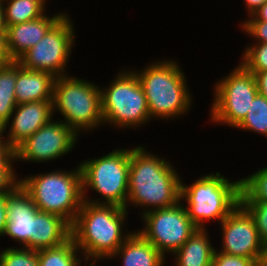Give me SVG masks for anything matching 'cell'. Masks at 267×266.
<instances>
[{
  "instance_id": "cell-7",
  "label": "cell",
  "mask_w": 267,
  "mask_h": 266,
  "mask_svg": "<svg viewBox=\"0 0 267 266\" xmlns=\"http://www.w3.org/2000/svg\"><path fill=\"white\" fill-rule=\"evenodd\" d=\"M83 200L92 204L117 205L125 208L128 196L130 150L116 149L101 158L80 163ZM89 187L105 201L86 198Z\"/></svg>"
},
{
  "instance_id": "cell-37",
  "label": "cell",
  "mask_w": 267,
  "mask_h": 266,
  "mask_svg": "<svg viewBox=\"0 0 267 266\" xmlns=\"http://www.w3.org/2000/svg\"><path fill=\"white\" fill-rule=\"evenodd\" d=\"M247 6L248 15L251 16L256 10H258L267 0H244Z\"/></svg>"
},
{
  "instance_id": "cell-28",
  "label": "cell",
  "mask_w": 267,
  "mask_h": 266,
  "mask_svg": "<svg viewBox=\"0 0 267 266\" xmlns=\"http://www.w3.org/2000/svg\"><path fill=\"white\" fill-rule=\"evenodd\" d=\"M240 203L252 215L259 237L267 247V202L240 201Z\"/></svg>"
},
{
  "instance_id": "cell-15",
  "label": "cell",
  "mask_w": 267,
  "mask_h": 266,
  "mask_svg": "<svg viewBox=\"0 0 267 266\" xmlns=\"http://www.w3.org/2000/svg\"><path fill=\"white\" fill-rule=\"evenodd\" d=\"M16 111V112H15ZM15 115V116H14ZM52 100L33 101L14 108L7 140L15 150L28 137L53 119Z\"/></svg>"
},
{
  "instance_id": "cell-14",
  "label": "cell",
  "mask_w": 267,
  "mask_h": 266,
  "mask_svg": "<svg viewBox=\"0 0 267 266\" xmlns=\"http://www.w3.org/2000/svg\"><path fill=\"white\" fill-rule=\"evenodd\" d=\"M38 211L29 193L19 183L7 194V224L3 236L8 235L21 246L31 249L34 217Z\"/></svg>"
},
{
  "instance_id": "cell-20",
  "label": "cell",
  "mask_w": 267,
  "mask_h": 266,
  "mask_svg": "<svg viewBox=\"0 0 267 266\" xmlns=\"http://www.w3.org/2000/svg\"><path fill=\"white\" fill-rule=\"evenodd\" d=\"M206 228H198L173 254L176 266H211L215 247L210 243Z\"/></svg>"
},
{
  "instance_id": "cell-29",
  "label": "cell",
  "mask_w": 267,
  "mask_h": 266,
  "mask_svg": "<svg viewBox=\"0 0 267 266\" xmlns=\"http://www.w3.org/2000/svg\"><path fill=\"white\" fill-rule=\"evenodd\" d=\"M14 161L16 160L0 162V194L10 193L20 183V179L17 178L12 165Z\"/></svg>"
},
{
  "instance_id": "cell-8",
  "label": "cell",
  "mask_w": 267,
  "mask_h": 266,
  "mask_svg": "<svg viewBox=\"0 0 267 266\" xmlns=\"http://www.w3.org/2000/svg\"><path fill=\"white\" fill-rule=\"evenodd\" d=\"M108 88H101L103 122L115 127H138L150 120L142 85L134 71H121Z\"/></svg>"
},
{
  "instance_id": "cell-4",
  "label": "cell",
  "mask_w": 267,
  "mask_h": 266,
  "mask_svg": "<svg viewBox=\"0 0 267 266\" xmlns=\"http://www.w3.org/2000/svg\"><path fill=\"white\" fill-rule=\"evenodd\" d=\"M72 170L67 172L60 169L20 180L39 211L63 217L70 224L74 222L84 201L80 166Z\"/></svg>"
},
{
  "instance_id": "cell-6",
  "label": "cell",
  "mask_w": 267,
  "mask_h": 266,
  "mask_svg": "<svg viewBox=\"0 0 267 266\" xmlns=\"http://www.w3.org/2000/svg\"><path fill=\"white\" fill-rule=\"evenodd\" d=\"M53 113L57 110L64 123L77 134L101 125L103 122L101 87L76 77H57L53 87Z\"/></svg>"
},
{
  "instance_id": "cell-19",
  "label": "cell",
  "mask_w": 267,
  "mask_h": 266,
  "mask_svg": "<svg viewBox=\"0 0 267 266\" xmlns=\"http://www.w3.org/2000/svg\"><path fill=\"white\" fill-rule=\"evenodd\" d=\"M116 256L122 257L123 266H163L166 258L138 231H133L110 259Z\"/></svg>"
},
{
  "instance_id": "cell-25",
  "label": "cell",
  "mask_w": 267,
  "mask_h": 266,
  "mask_svg": "<svg viewBox=\"0 0 267 266\" xmlns=\"http://www.w3.org/2000/svg\"><path fill=\"white\" fill-rule=\"evenodd\" d=\"M240 201L267 202V167L240 179Z\"/></svg>"
},
{
  "instance_id": "cell-30",
  "label": "cell",
  "mask_w": 267,
  "mask_h": 266,
  "mask_svg": "<svg viewBox=\"0 0 267 266\" xmlns=\"http://www.w3.org/2000/svg\"><path fill=\"white\" fill-rule=\"evenodd\" d=\"M211 266H257L252 258L225 254L215 250Z\"/></svg>"
},
{
  "instance_id": "cell-38",
  "label": "cell",
  "mask_w": 267,
  "mask_h": 266,
  "mask_svg": "<svg viewBox=\"0 0 267 266\" xmlns=\"http://www.w3.org/2000/svg\"><path fill=\"white\" fill-rule=\"evenodd\" d=\"M7 26L5 23L4 7L2 0H0V32H6Z\"/></svg>"
},
{
  "instance_id": "cell-17",
  "label": "cell",
  "mask_w": 267,
  "mask_h": 266,
  "mask_svg": "<svg viewBox=\"0 0 267 266\" xmlns=\"http://www.w3.org/2000/svg\"><path fill=\"white\" fill-rule=\"evenodd\" d=\"M71 238V224L55 214L38 211L34 217L31 249L39 251L64 244Z\"/></svg>"
},
{
  "instance_id": "cell-10",
  "label": "cell",
  "mask_w": 267,
  "mask_h": 266,
  "mask_svg": "<svg viewBox=\"0 0 267 266\" xmlns=\"http://www.w3.org/2000/svg\"><path fill=\"white\" fill-rule=\"evenodd\" d=\"M71 22L64 14L17 62L28 70L44 71L56 78L66 76L65 67L76 37Z\"/></svg>"
},
{
  "instance_id": "cell-12",
  "label": "cell",
  "mask_w": 267,
  "mask_h": 266,
  "mask_svg": "<svg viewBox=\"0 0 267 266\" xmlns=\"http://www.w3.org/2000/svg\"><path fill=\"white\" fill-rule=\"evenodd\" d=\"M220 225L223 233L220 252L252 258L257 264L267 262V247L259 237L252 215L241 203Z\"/></svg>"
},
{
  "instance_id": "cell-35",
  "label": "cell",
  "mask_w": 267,
  "mask_h": 266,
  "mask_svg": "<svg viewBox=\"0 0 267 266\" xmlns=\"http://www.w3.org/2000/svg\"><path fill=\"white\" fill-rule=\"evenodd\" d=\"M253 74L256 80L258 93L267 98V70Z\"/></svg>"
},
{
  "instance_id": "cell-23",
  "label": "cell",
  "mask_w": 267,
  "mask_h": 266,
  "mask_svg": "<svg viewBox=\"0 0 267 266\" xmlns=\"http://www.w3.org/2000/svg\"><path fill=\"white\" fill-rule=\"evenodd\" d=\"M79 251L74 240L70 238L64 244L38 251V266H82ZM77 256V257H76Z\"/></svg>"
},
{
  "instance_id": "cell-5",
  "label": "cell",
  "mask_w": 267,
  "mask_h": 266,
  "mask_svg": "<svg viewBox=\"0 0 267 266\" xmlns=\"http://www.w3.org/2000/svg\"><path fill=\"white\" fill-rule=\"evenodd\" d=\"M240 179L229 181L216 174H208L187 186L181 181V201L186 200V211L197 228L204 229L205 220L226 218L240 203Z\"/></svg>"
},
{
  "instance_id": "cell-9",
  "label": "cell",
  "mask_w": 267,
  "mask_h": 266,
  "mask_svg": "<svg viewBox=\"0 0 267 266\" xmlns=\"http://www.w3.org/2000/svg\"><path fill=\"white\" fill-rule=\"evenodd\" d=\"M215 85L211 121L237 127L258 94L254 74L241 63Z\"/></svg>"
},
{
  "instance_id": "cell-26",
  "label": "cell",
  "mask_w": 267,
  "mask_h": 266,
  "mask_svg": "<svg viewBox=\"0 0 267 266\" xmlns=\"http://www.w3.org/2000/svg\"><path fill=\"white\" fill-rule=\"evenodd\" d=\"M1 266H38V251L29 248H5L0 252Z\"/></svg>"
},
{
  "instance_id": "cell-21",
  "label": "cell",
  "mask_w": 267,
  "mask_h": 266,
  "mask_svg": "<svg viewBox=\"0 0 267 266\" xmlns=\"http://www.w3.org/2000/svg\"><path fill=\"white\" fill-rule=\"evenodd\" d=\"M17 61L0 65V126L7 128L11 114L17 106L15 85Z\"/></svg>"
},
{
  "instance_id": "cell-18",
  "label": "cell",
  "mask_w": 267,
  "mask_h": 266,
  "mask_svg": "<svg viewBox=\"0 0 267 266\" xmlns=\"http://www.w3.org/2000/svg\"><path fill=\"white\" fill-rule=\"evenodd\" d=\"M56 77L44 71L28 70L17 62L15 96L17 105L53 99Z\"/></svg>"
},
{
  "instance_id": "cell-11",
  "label": "cell",
  "mask_w": 267,
  "mask_h": 266,
  "mask_svg": "<svg viewBox=\"0 0 267 266\" xmlns=\"http://www.w3.org/2000/svg\"><path fill=\"white\" fill-rule=\"evenodd\" d=\"M176 205L151 210L142 216L144 229L138 231L165 257V253H175L198 229L188 217L185 206Z\"/></svg>"
},
{
  "instance_id": "cell-1",
  "label": "cell",
  "mask_w": 267,
  "mask_h": 266,
  "mask_svg": "<svg viewBox=\"0 0 267 266\" xmlns=\"http://www.w3.org/2000/svg\"><path fill=\"white\" fill-rule=\"evenodd\" d=\"M144 149V146H138L130 150L129 185L125 207L126 210L129 204L145 207L142 214L171 207L180 202L182 181L171 162L158 158ZM148 206H151L150 209Z\"/></svg>"
},
{
  "instance_id": "cell-34",
  "label": "cell",
  "mask_w": 267,
  "mask_h": 266,
  "mask_svg": "<svg viewBox=\"0 0 267 266\" xmlns=\"http://www.w3.org/2000/svg\"><path fill=\"white\" fill-rule=\"evenodd\" d=\"M7 194H0V236H3L7 224Z\"/></svg>"
},
{
  "instance_id": "cell-32",
  "label": "cell",
  "mask_w": 267,
  "mask_h": 266,
  "mask_svg": "<svg viewBox=\"0 0 267 266\" xmlns=\"http://www.w3.org/2000/svg\"><path fill=\"white\" fill-rule=\"evenodd\" d=\"M5 130L6 128L4 126H0V162L5 160H16L14 149L9 145L8 140L4 139L5 136H3V132Z\"/></svg>"
},
{
  "instance_id": "cell-27",
  "label": "cell",
  "mask_w": 267,
  "mask_h": 266,
  "mask_svg": "<svg viewBox=\"0 0 267 266\" xmlns=\"http://www.w3.org/2000/svg\"><path fill=\"white\" fill-rule=\"evenodd\" d=\"M241 64L250 72L267 70V43H255L243 53Z\"/></svg>"
},
{
  "instance_id": "cell-24",
  "label": "cell",
  "mask_w": 267,
  "mask_h": 266,
  "mask_svg": "<svg viewBox=\"0 0 267 266\" xmlns=\"http://www.w3.org/2000/svg\"><path fill=\"white\" fill-rule=\"evenodd\" d=\"M236 128L267 136V98L258 93L251 102L246 117Z\"/></svg>"
},
{
  "instance_id": "cell-2",
  "label": "cell",
  "mask_w": 267,
  "mask_h": 266,
  "mask_svg": "<svg viewBox=\"0 0 267 266\" xmlns=\"http://www.w3.org/2000/svg\"><path fill=\"white\" fill-rule=\"evenodd\" d=\"M127 210L117 205L83 201L71 224V238L87 262L110 258L132 232L123 233ZM124 235H123V234Z\"/></svg>"
},
{
  "instance_id": "cell-36",
  "label": "cell",
  "mask_w": 267,
  "mask_h": 266,
  "mask_svg": "<svg viewBox=\"0 0 267 266\" xmlns=\"http://www.w3.org/2000/svg\"><path fill=\"white\" fill-rule=\"evenodd\" d=\"M247 21H265L267 22V1L256 10Z\"/></svg>"
},
{
  "instance_id": "cell-22",
  "label": "cell",
  "mask_w": 267,
  "mask_h": 266,
  "mask_svg": "<svg viewBox=\"0 0 267 266\" xmlns=\"http://www.w3.org/2000/svg\"><path fill=\"white\" fill-rule=\"evenodd\" d=\"M45 2V0H2L6 26L42 17L45 15Z\"/></svg>"
},
{
  "instance_id": "cell-39",
  "label": "cell",
  "mask_w": 267,
  "mask_h": 266,
  "mask_svg": "<svg viewBox=\"0 0 267 266\" xmlns=\"http://www.w3.org/2000/svg\"><path fill=\"white\" fill-rule=\"evenodd\" d=\"M257 266H267V262L261 263V264H257Z\"/></svg>"
},
{
  "instance_id": "cell-3",
  "label": "cell",
  "mask_w": 267,
  "mask_h": 266,
  "mask_svg": "<svg viewBox=\"0 0 267 266\" xmlns=\"http://www.w3.org/2000/svg\"><path fill=\"white\" fill-rule=\"evenodd\" d=\"M174 60L157 61L136 73L146 96L150 118L169 119L184 115L191 107V94L184 72Z\"/></svg>"
},
{
  "instance_id": "cell-33",
  "label": "cell",
  "mask_w": 267,
  "mask_h": 266,
  "mask_svg": "<svg viewBox=\"0 0 267 266\" xmlns=\"http://www.w3.org/2000/svg\"><path fill=\"white\" fill-rule=\"evenodd\" d=\"M12 62H15V60L9 50L7 32H0V65Z\"/></svg>"
},
{
  "instance_id": "cell-31",
  "label": "cell",
  "mask_w": 267,
  "mask_h": 266,
  "mask_svg": "<svg viewBox=\"0 0 267 266\" xmlns=\"http://www.w3.org/2000/svg\"><path fill=\"white\" fill-rule=\"evenodd\" d=\"M241 28L244 32L255 38L257 43H267V22L244 21Z\"/></svg>"
},
{
  "instance_id": "cell-13",
  "label": "cell",
  "mask_w": 267,
  "mask_h": 266,
  "mask_svg": "<svg viewBox=\"0 0 267 266\" xmlns=\"http://www.w3.org/2000/svg\"><path fill=\"white\" fill-rule=\"evenodd\" d=\"M53 120L38 129L14 150L17 161L47 163L62 157L74 148L78 134L63 120Z\"/></svg>"
},
{
  "instance_id": "cell-16",
  "label": "cell",
  "mask_w": 267,
  "mask_h": 266,
  "mask_svg": "<svg viewBox=\"0 0 267 266\" xmlns=\"http://www.w3.org/2000/svg\"><path fill=\"white\" fill-rule=\"evenodd\" d=\"M65 13H56L52 18L43 15L40 18L7 27V38L10 53L17 61L31 47L35 46L48 32V30Z\"/></svg>"
}]
</instances>
